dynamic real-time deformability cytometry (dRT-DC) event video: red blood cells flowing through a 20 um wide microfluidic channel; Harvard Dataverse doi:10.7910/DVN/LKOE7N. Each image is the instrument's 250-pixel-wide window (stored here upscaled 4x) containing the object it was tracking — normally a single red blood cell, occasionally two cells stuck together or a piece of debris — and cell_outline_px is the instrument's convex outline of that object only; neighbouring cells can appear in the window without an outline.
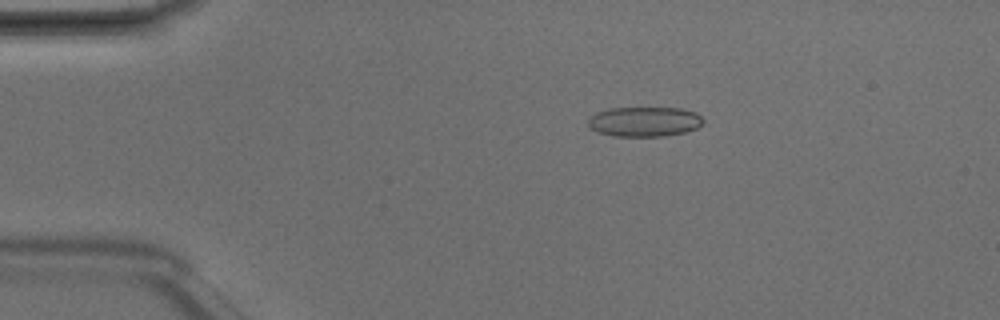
{"species": "Egyptian fruit bat (a non-hibernating species)", "species_latin": "Rousettus aegyptiacus", "temperature_condition": "room temperature", "stored_images_in_passage": 6, "camera_frame_rate_fps": 3000, "um_per_image_px": 0.085, "animal": {"sex": "male"}, "frame": {"image": 1, "passage_image": 3, "time_ms": 0.667, "image_size_px": [1000, 320], "cell_outline_px": [[704, 124], [696, 128], [684, 132], [664, 136], [612, 136], [588, 128], [588, 120], [596, 112], [608, 108], [680, 108], [696, 112], [704, 120]], "centroid_in_image_um": [54.78, 10.33], "position_along_channel_um": 30.2, "area_um2": 20.06}}
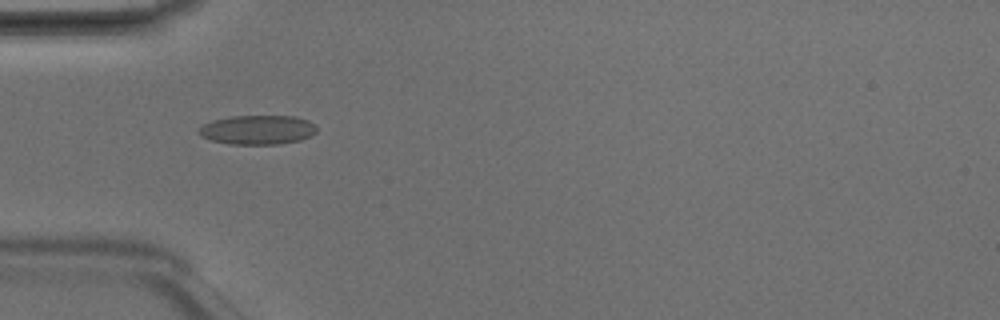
{"frame": {"image": 2, "passage_image": 4, "time_ms": 1.0, "image_size_px": [1000, 320], "cell_outline_px": [[316, 132], [300, 140], [276, 144], [232, 144], [212, 140], [200, 136], [196, 132], [204, 124], [212, 120], [232, 116], [296, 116], [308, 120], [316, 124]], "centroid_in_image_um": [21.89, 11.02], "position_along_channel_um": 63.1, "area_um2": 20.06}}